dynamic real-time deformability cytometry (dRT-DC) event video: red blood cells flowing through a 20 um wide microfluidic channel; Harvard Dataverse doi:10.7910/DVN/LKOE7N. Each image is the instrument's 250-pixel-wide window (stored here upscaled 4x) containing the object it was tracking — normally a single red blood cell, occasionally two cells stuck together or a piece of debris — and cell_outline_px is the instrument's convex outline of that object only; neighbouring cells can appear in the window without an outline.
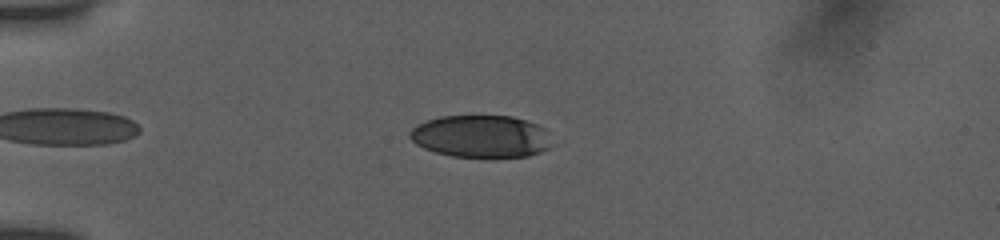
{"species": "human", "species_latin": "Homo sapiens", "temperature_condition": "room temperature", "stored_images_in_passage": 8, "camera_frame_rate_fps": 3000, "um_per_image_px": 0.085, "donor": {"sex": "female"}, "frame": {"image": 1, "passage_image": 3, "time_ms": 1.0, "image_size_px": [1000, 240], "cell_outline_px": [[548, 148], [540, 152], [528, 156], [452, 156], [436, 152], [424, 148], [416, 144], [408, 136], [408, 132], [416, 124], [440, 116], [512, 116], [548, 128]], "centroid_in_image_um": [40.85, 11.57], "position_along_channel_um": 44.2, "area_um2": 34.74}}
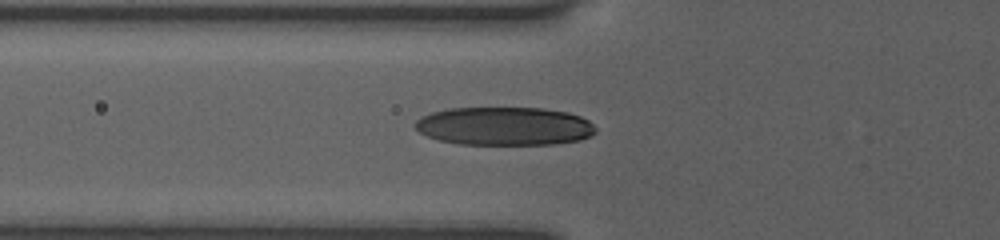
{"frame": {"image": 2, "passage_image": 7, "time_ms": 3.0, "image_size_px": [1000, 240], "cell_outline_px": [[596, 132], [592, 136], [580, 140], [552, 144], [460, 144], [440, 140], [428, 136], [420, 132], [416, 128], [416, 120], [420, 116], [432, 112], [448, 108], [544, 108], [568, 112], [580, 116], [588, 120], [596, 128]], "centroid_in_image_um": [42.9, 10.72], "position_along_channel_um": 82.9, "area_um2": 40.4}}